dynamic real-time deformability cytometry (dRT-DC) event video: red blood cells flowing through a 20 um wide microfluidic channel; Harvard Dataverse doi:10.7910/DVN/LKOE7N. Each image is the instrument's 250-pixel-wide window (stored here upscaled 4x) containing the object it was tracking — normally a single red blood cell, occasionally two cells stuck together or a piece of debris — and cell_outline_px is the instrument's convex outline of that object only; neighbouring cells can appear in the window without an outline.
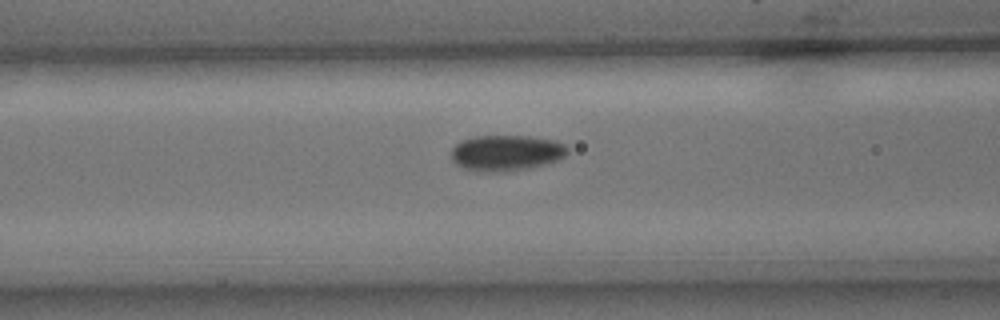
{"species": "common noctule bat (a hibernating species)", "species_latin": "Nyctalus noctula", "temperature_condition": "cold", "stored_images_in_passage": 6, "camera_frame_rate_fps": 3000, "um_per_image_px": 0.085, "animal": {"sex": "male", "body_mass_g": 15.6}, "frame": {"image": 1, "passage_image": 5, "time_ms": 5.667, "image_size_px": [1000, 320], "cell_outline_px": [[568, 152], [564, 156], [556, 160], [544, 164], [528, 168], [504, 172], [488, 172], [464, 168], [456, 164], [452, 160], [452, 148], [460, 140], [476, 136], [528, 136], [556, 140], [564, 144], [568, 148]], "centroid_in_image_um": [43.02, 12.99], "position_along_channel_um": 123.6, "area_um2": 24.22}}
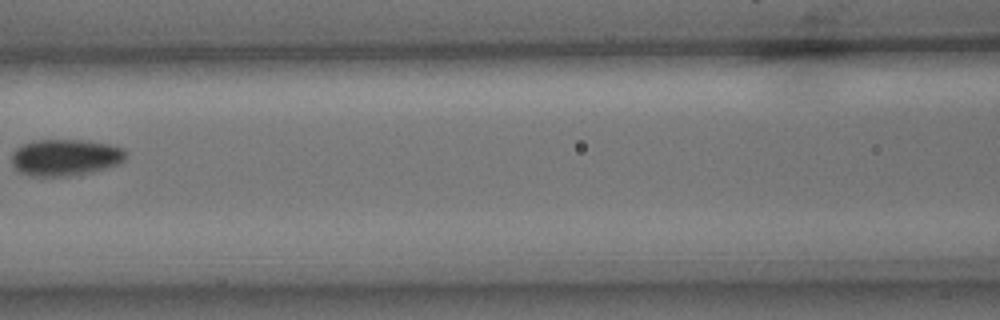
{"frame": {"image": 2, "passage_image": 6, "time_ms": 6.667, "image_size_px": [1000, 320], "cell_outline_px": [[124, 160], [116, 164], [92, 172], [68, 176], [28, 176], [20, 172], [12, 164], [12, 152], [20, 144], [32, 140], [88, 140], [108, 144], [124, 148]], "centroid_in_image_um": [5.49, 13.37], "position_along_channel_um": 161.1, "area_um2": 24.39}}